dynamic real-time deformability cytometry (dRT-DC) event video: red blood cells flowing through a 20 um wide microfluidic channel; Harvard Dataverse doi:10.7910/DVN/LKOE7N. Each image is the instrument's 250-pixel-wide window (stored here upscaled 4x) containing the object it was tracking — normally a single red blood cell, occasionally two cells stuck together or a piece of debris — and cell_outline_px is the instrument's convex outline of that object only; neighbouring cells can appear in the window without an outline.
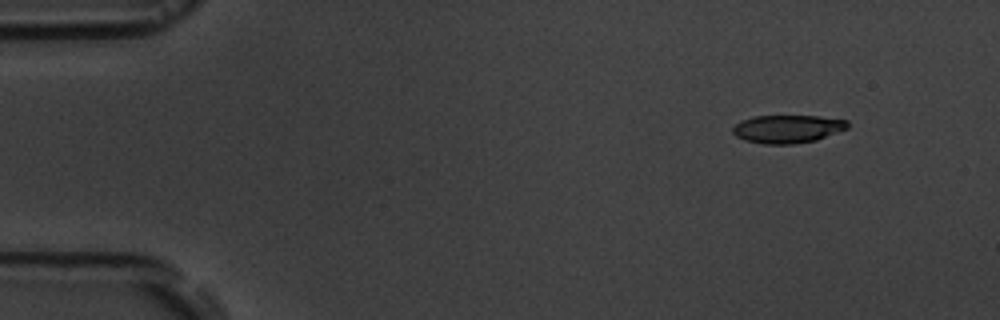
{"species": "common noctule bat (a hibernating species)", "species_latin": "Nyctalus noctula", "temperature_condition": "room temperature", "stored_images_in_passage": 6, "camera_frame_rate_fps": 3000, "um_per_image_px": 0.085, "animal": {"sex": "male", "body_mass_g": 19.5, "forearm_length_mm": 54.6}, "frame": {"image": 1, "passage_image": 2, "time_ms": 1.333, "image_size_px": [1000, 320], "cell_outline_px": [[848, 128], [816, 140], [792, 144], [764, 144], [744, 140], [736, 136], [732, 132], [732, 128], [740, 120], [756, 116], [820, 116], [848, 120]], "centroid_in_image_um": [66.92, 10.95], "position_along_channel_um": 18.1, "area_um2": 18.79}}
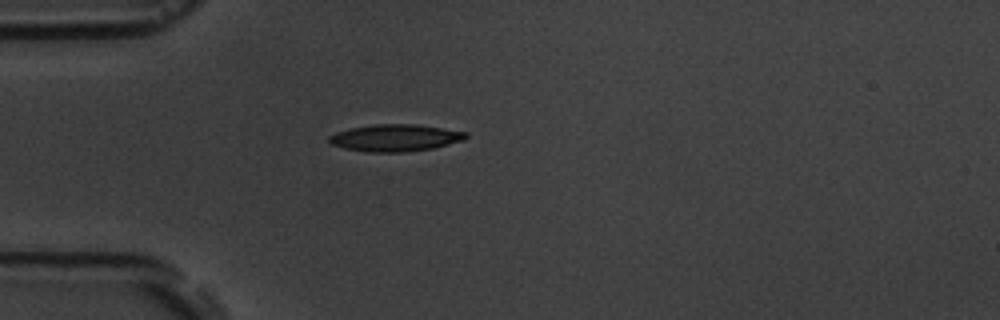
{"frame": {"image": 2, "passage_image": 5, "time_ms": 4.667, "image_size_px": [1000, 320], "cell_outline_px": [[468, 136], [464, 140], [432, 148], [404, 152], [368, 152], [344, 148], [332, 144], [328, 140], [328, 136], [336, 132], [352, 128], [372, 124], [416, 124], [468, 132]], "centroid_in_image_um": [33.6, 11.71], "position_along_channel_um": 51.4, "area_um2": 21.44}}